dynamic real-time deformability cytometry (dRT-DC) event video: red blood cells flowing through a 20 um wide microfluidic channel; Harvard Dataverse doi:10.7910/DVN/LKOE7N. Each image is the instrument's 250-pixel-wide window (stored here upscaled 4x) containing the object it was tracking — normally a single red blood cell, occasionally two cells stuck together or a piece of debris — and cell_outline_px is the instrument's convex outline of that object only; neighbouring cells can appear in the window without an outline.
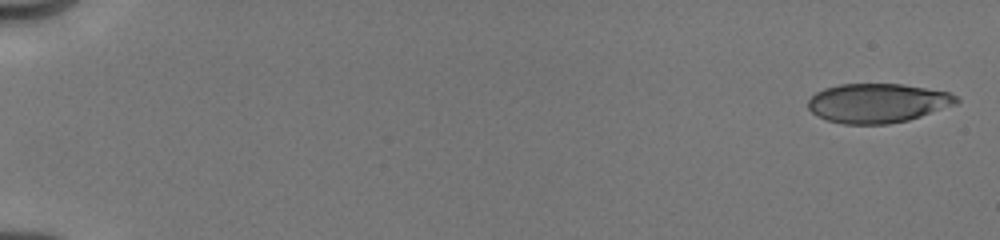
{"species": "human", "species_latin": "Homo sapiens", "temperature_condition": "cold", "stored_images_in_passage": 13, "camera_frame_rate_fps": 3000, "um_per_image_px": 0.085, "donor": {"sex": "male"}, "frame": {"image": 1, "passage_image": 1, "time_ms": 0.0, "image_size_px": [1000, 240], "cell_outline_px": [[960, 100], [956, 104], [908, 120], [888, 124], [844, 124], [828, 120], [812, 112], [808, 108], [808, 100], [816, 92], [824, 88], [840, 84], [904, 84], [948, 92], [956, 96]], "centroid_in_image_um": [74.59, 8.75], "position_along_channel_um": 10.4, "area_um2": 33.76}}
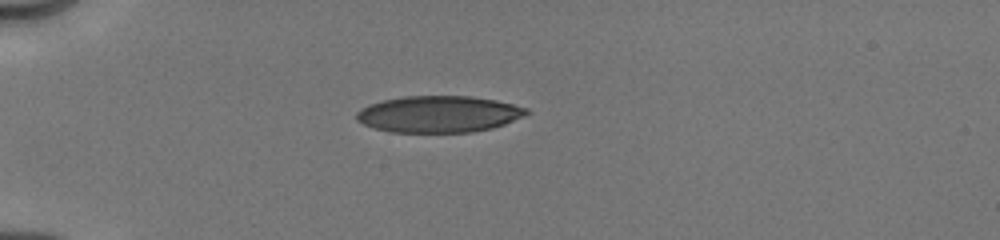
{"frame": {"image": 2, "passage_image": 10, "time_ms": 4.667, "image_size_px": [1000, 240], "cell_outline_px": [[528, 112], [524, 116], [504, 124], [492, 128], [472, 132], [392, 132], [372, 128], [356, 120], [356, 112], [360, 108], [368, 104], [384, 100], [404, 96], [472, 96], [496, 100], [528, 108]], "centroid_in_image_um": [37.26, 9.7], "position_along_channel_um": 47.7, "area_um2": 36.3}}